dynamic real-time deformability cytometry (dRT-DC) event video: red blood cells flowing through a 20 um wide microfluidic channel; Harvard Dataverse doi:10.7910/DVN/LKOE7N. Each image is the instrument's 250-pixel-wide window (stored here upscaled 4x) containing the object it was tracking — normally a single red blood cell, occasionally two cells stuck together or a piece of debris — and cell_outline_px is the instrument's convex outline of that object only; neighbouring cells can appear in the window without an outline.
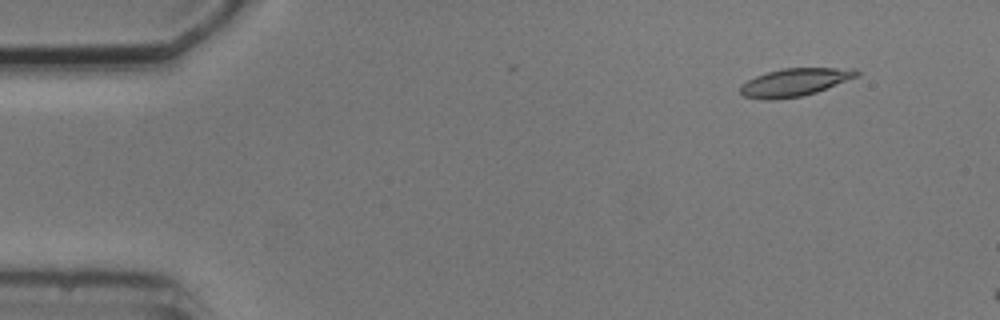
{"species": "common noctule bat (a hibernating species)", "species_latin": "Nyctalus noctula", "temperature_condition": "cold", "stored_images_in_passage": 4, "camera_frame_rate_fps": 3000, "um_per_image_px": 0.085, "animal": {"sex": "male", "body_mass_g": 20.5, "forearm_length_mm": 52.5}, "frame": {"image": 1, "passage_image": 2, "time_ms": 1.333, "image_size_px": [1000, 320], "cell_outline_px": [[860, 72], [856, 76], [816, 92], [800, 96], [768, 100], [744, 96], [740, 92], [740, 84], [756, 76], [768, 72], [784, 68], [856, 68]], "centroid_in_image_um": [67.52, 6.98], "position_along_channel_um": 17.5, "area_um2": 18.5}}